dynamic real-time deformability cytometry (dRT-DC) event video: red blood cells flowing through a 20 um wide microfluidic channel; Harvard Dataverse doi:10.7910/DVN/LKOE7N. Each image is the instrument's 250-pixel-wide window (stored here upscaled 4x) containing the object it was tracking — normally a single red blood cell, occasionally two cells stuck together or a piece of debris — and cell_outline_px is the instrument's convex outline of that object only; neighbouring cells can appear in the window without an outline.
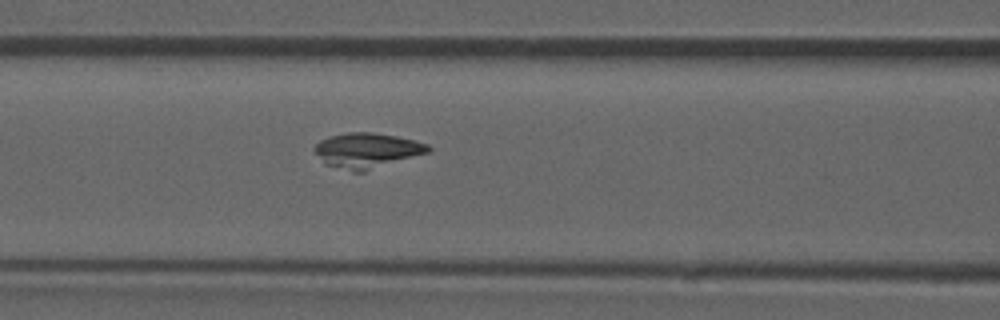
{"species": "common noctule bat (a hibernating species)", "species_latin": "Nyctalus noctula", "temperature_condition": "room temperature", "stored_images_in_passage": 55, "camera_frame_rate_fps": 3000, "um_per_image_px": 0.085, "animal": {"sex": "male", "forearm_length_mm": 52.5}, "frame": {"image": 1, "passage_image": 24, "time_ms": 7.667, "image_size_px": [1000, 320], "cell_outline_px": [[432, 148], [428, 152], [364, 172], [352, 172], [324, 164], [312, 148], [320, 140], [328, 136], [348, 132], [372, 132], [396, 136], [428, 144]], "centroid_in_image_um": [31.14, 12.79], "position_along_channel_um": 135.5, "area_um2": 23.29}}